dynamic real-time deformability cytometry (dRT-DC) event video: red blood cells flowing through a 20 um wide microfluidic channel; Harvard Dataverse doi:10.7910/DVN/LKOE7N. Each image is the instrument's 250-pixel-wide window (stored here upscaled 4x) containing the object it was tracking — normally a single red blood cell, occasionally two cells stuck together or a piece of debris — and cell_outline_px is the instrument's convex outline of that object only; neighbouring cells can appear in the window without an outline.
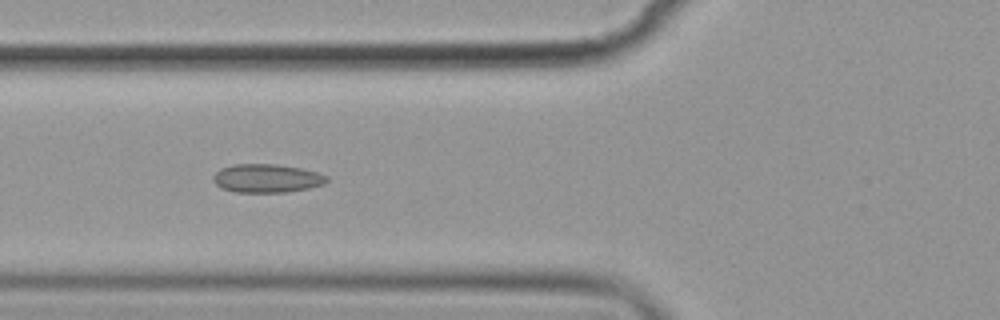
{"species": "common noctule bat (a hibernating species)", "species_latin": "Nyctalus noctula", "temperature_condition": "cold", "stored_images_in_passage": 7, "camera_frame_rate_fps": 3000, "um_per_image_px": 0.085, "animal": {"sex": "female", "body_mass_g": 19.9}, "frame": {"image": 1, "passage_image": 6, "time_ms": 7.0, "image_size_px": [1000, 320], "cell_outline_px": [[328, 180], [324, 184], [308, 188], [288, 192], [236, 192], [220, 188], [212, 180], [212, 176], [220, 168], [232, 164], [276, 164], [300, 168], [316, 172], [328, 176]], "centroid_in_image_um": [22.64, 15.15], "position_along_channel_um": 103.2, "area_um2": 18.96}}
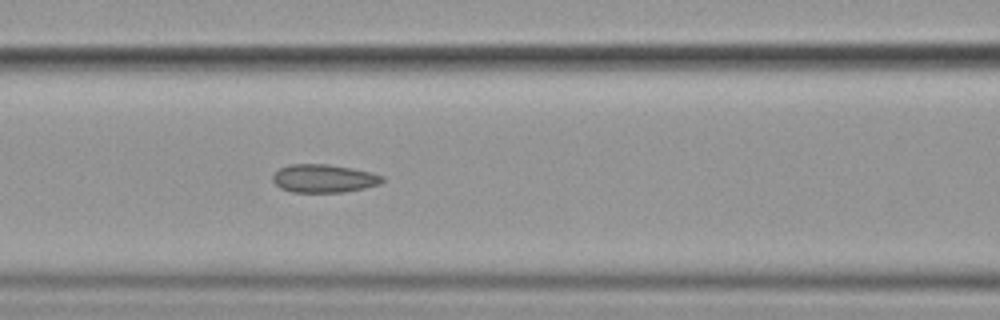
{"frame": {"image": 2, "passage_image": 7, "time_ms": 8.0, "image_size_px": [1000, 320], "cell_outline_px": [[384, 180], [380, 184], [364, 188], [344, 192], [292, 192], [280, 188], [272, 180], [272, 176], [280, 168], [288, 164], [328, 164], [352, 168], [372, 172], [384, 176]], "centroid_in_image_um": [27.54, 15.16], "position_along_channel_um": 139.1, "area_um2": 18.09}}